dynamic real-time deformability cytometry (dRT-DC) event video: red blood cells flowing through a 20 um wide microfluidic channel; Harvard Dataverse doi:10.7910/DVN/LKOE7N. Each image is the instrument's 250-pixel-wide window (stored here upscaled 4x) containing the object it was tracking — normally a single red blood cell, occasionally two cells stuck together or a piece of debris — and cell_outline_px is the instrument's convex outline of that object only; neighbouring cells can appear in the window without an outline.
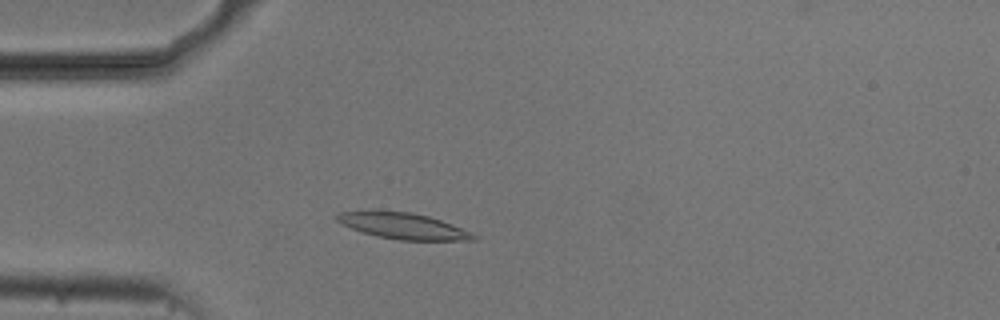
{"species": "common noctule bat (a hibernating species)", "species_latin": "Nyctalus noctula", "temperature_condition": "cold", "stored_images_in_passage": 49, "camera_frame_rate_fps": 3000, "um_per_image_px": 0.085, "animal": {"sex": "male", "body_mass_g": 20.5, "forearm_length_mm": 52.5}, "frame": {"image": 1, "passage_image": 10, "time_ms": 3.0, "image_size_px": [1000, 320], "cell_outline_px": [[476, 240], [400, 240], [376, 236], [352, 228], [336, 220], [336, 216], [340, 212], [376, 208], [408, 212], [428, 216], [452, 224], [472, 232], [476, 236]], "centroid_in_image_um": [34.22, 19.17], "position_along_channel_um": 50.8, "area_um2": 21.04}}
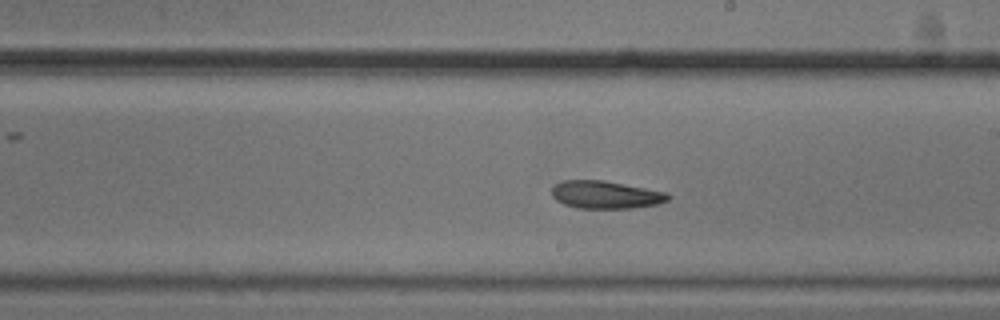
{"frame": {"image": 2, "passage_image": 26, "time_ms": 8.333, "image_size_px": [1000, 320], "cell_outline_px": [[672, 196], [668, 200], [656, 204], [632, 208], [576, 208], [564, 204], [556, 200], [552, 196], [552, 188], [556, 184], [564, 180], [604, 180], [668, 192]], "centroid_in_image_um": [51.49, 16.55], "position_along_channel_um": 237.5, "area_um2": 18.84}}
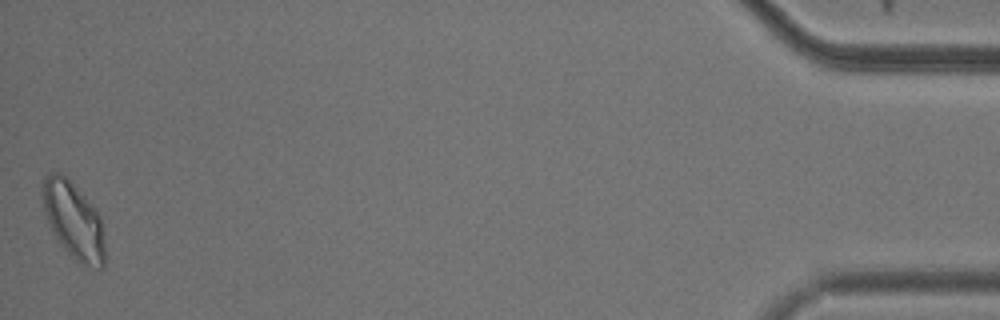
{"frame": {"image": 3, "passage_image": 49, "time_ms": 16.0, "image_size_px": [1000, 320], "cell_outline_px": [[104, 268], [100, 268], [76, 260], [60, 244], [48, 220], [44, 208], [44, 176], [48, 172], [56, 172], [64, 176], [96, 208], [100, 216], [104, 244]], "centroid_in_image_um": [6.28, 18.73], "position_along_channel_um": 428.9, "area_um2": 26.76}, "authors_computed_cell_mechanics": {"area_um2": 20.23, "velocity_mm_per_s": 3.7061, "shape_relaxation_time_tau1_ms": null, "shape_relaxation_time_tau2_ms": 4.7836, "deformation_change_tau1": null, "deformation_change_tau2": 0.1137}}